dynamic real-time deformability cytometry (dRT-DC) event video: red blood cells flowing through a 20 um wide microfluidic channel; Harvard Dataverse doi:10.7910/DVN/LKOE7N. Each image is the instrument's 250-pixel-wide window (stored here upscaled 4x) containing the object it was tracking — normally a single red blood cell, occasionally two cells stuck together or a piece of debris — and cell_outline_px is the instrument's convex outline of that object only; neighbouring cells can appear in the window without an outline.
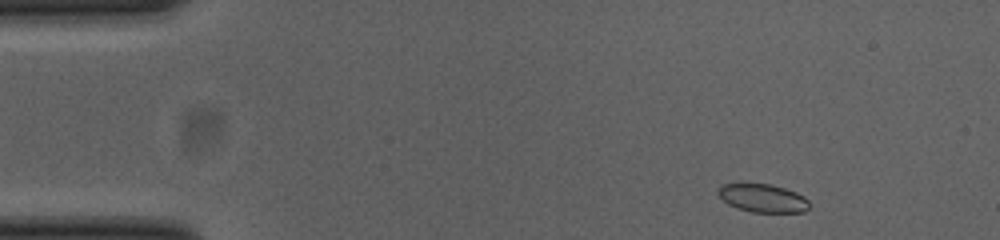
{"species": "common noctule bat (a hibernating species)", "species_latin": "Nyctalus noctula", "temperature_condition": "cold", "stored_images_in_passage": 48, "camera_frame_rate_fps": 3000, "um_per_image_px": 0.085, "animal": {"sex": "female", "body_mass_g": 23.0, "forearm_length_mm": 53.4}, "frame": {"image": 1, "passage_image": 1, "time_ms": 0.0, "image_size_px": [1000, 240], "cell_outline_px": [[812, 204], [804, 212], [752, 212], [736, 208], [728, 204], [716, 192], [724, 184], [772, 184], [796, 192], [804, 196]], "centroid_in_image_um": [64.88, 16.85], "position_along_channel_um": 20.1, "area_um2": 14.97}}
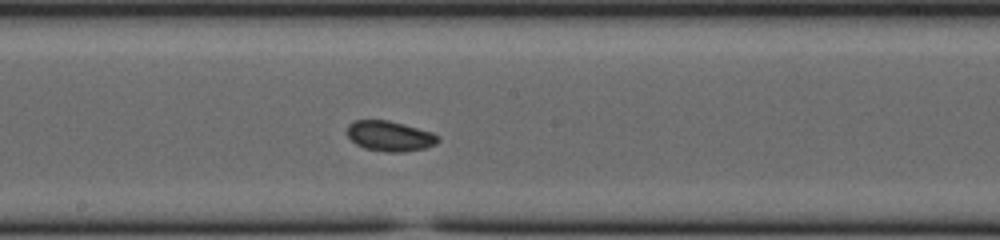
{"frame": {"image": 2, "passage_image": 23, "time_ms": 7.333, "image_size_px": [1000, 240], "cell_outline_px": [[440, 140], [436, 144], [424, 148], [404, 152], [388, 152], [364, 148], [356, 144], [348, 136], [348, 124], [356, 120], [388, 120], [404, 124], [432, 132], [440, 136]], "centroid_in_image_um": [33.16, 11.56], "position_along_channel_um": 215.0, "area_um2": 16.01}}
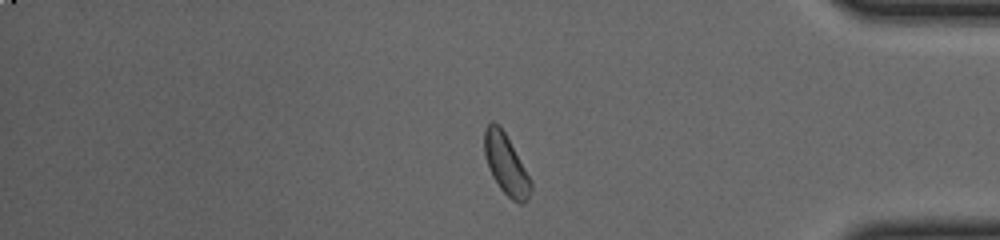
{"frame": {"image": 3, "passage_image": 39, "time_ms": 12.667, "image_size_px": [1000, 240], "cell_outline_px": [[532, 188], [528, 200], [524, 204], [520, 204], [512, 200], [500, 188], [492, 176], [484, 152], [484, 128], [492, 120], [504, 132], [532, 180]], "centroid_in_image_um": [43.03, 14.01], "position_along_channel_um": 392.2, "area_um2": 16.18}, "authors_computed_cell_mechanics": {"area_um2": 16.0106, "velocity_mm_per_s": 3.841, "shape_relaxation_time_tau1_ms": 5.3671, "shape_relaxation_time_tau2_ms": 2.813, "deformation_change_tau1": 0.1152, "deformation_change_tau2": 0.0651}}